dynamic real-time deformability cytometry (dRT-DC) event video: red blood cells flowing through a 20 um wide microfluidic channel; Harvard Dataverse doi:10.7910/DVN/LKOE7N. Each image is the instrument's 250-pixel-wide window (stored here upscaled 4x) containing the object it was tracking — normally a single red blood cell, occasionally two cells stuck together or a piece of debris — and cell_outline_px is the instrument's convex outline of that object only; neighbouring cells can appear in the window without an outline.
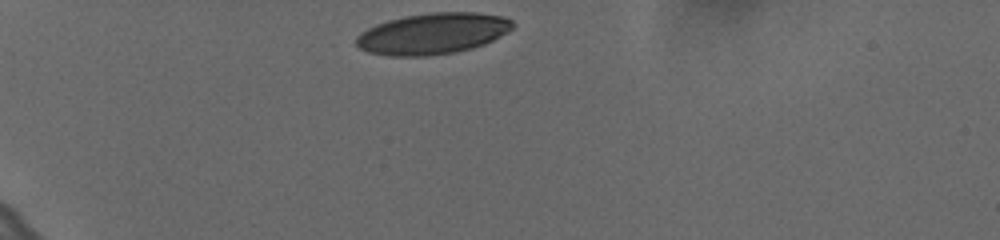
{"species": "human", "species_latin": "Homo sapiens", "temperature_condition": "cold", "stored_images_in_passage": 34, "camera_frame_rate_fps": 3000, "um_per_image_px": 0.085, "donor": {"sex": "female"}, "frame": {"image": 1, "passage_image": 1, "time_ms": 0.0, "image_size_px": [1000, 240], "cell_outline_px": [[516, 24], [508, 32], [484, 44], [472, 48], [456, 52], [428, 56], [388, 56], [368, 52], [360, 48], [356, 44], [356, 36], [360, 32], [376, 24], [388, 20], [404, 16], [432, 12], [476, 12], [504, 16], [512, 20]], "centroid_in_image_um": [36.79, 2.85], "position_along_channel_um": 48.2, "area_um2": 37.74}}
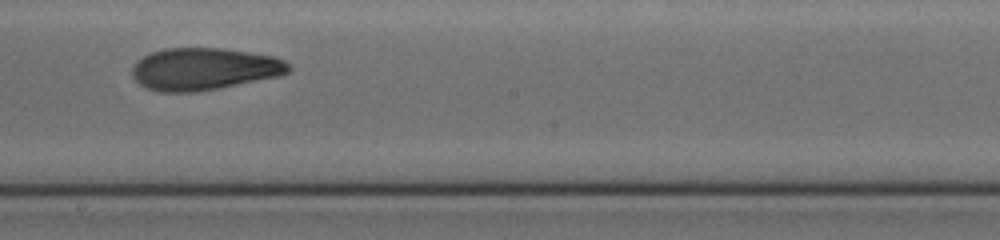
{"frame": {"image": 2, "passage_image": 20, "time_ms": 6.333, "image_size_px": [1000, 240], "cell_outline_px": [[292, 68], [288, 72], [280, 76], [220, 88], [196, 92], [160, 92], [148, 88], [140, 84], [132, 76], [132, 64], [136, 60], [152, 52], [164, 48], [224, 48], [276, 56], [292, 64]], "centroid_in_image_um": [17.38, 5.86], "position_along_channel_um": 230.8, "area_um2": 38.9}}
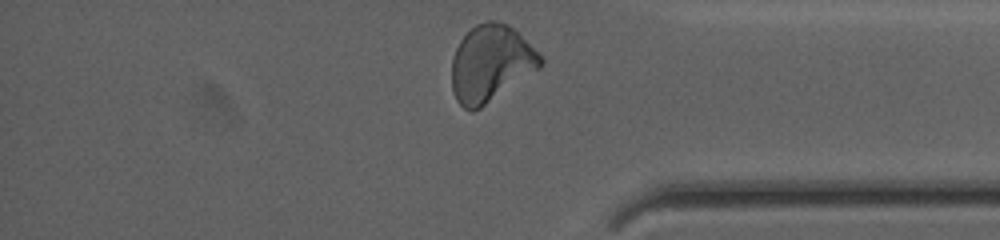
{"frame": {"image": 3, "passage_image": 34, "time_ms": 11.0, "image_size_px": [1000, 240], "cell_outline_px": [[544, 60], [540, 68], [480, 108], [472, 112], [464, 108], [456, 100], [452, 92], [452, 56], [460, 40], [476, 24], [488, 20], [496, 20], [508, 24]], "centroid_in_image_um": [41.67, 5.4], "position_along_channel_um": 393.5, "area_um2": 39.13}, "authors_computed_cell_mechanics": {"area_um2": 38.7838, "velocity_mm_per_s": 3.6203, "shape_relaxation_time_tau1_ms": null, "shape_relaxation_time_tau2_ms": 2.2256, "deformation_change_tau1": null, "deformation_change_tau2": 0.0881}}